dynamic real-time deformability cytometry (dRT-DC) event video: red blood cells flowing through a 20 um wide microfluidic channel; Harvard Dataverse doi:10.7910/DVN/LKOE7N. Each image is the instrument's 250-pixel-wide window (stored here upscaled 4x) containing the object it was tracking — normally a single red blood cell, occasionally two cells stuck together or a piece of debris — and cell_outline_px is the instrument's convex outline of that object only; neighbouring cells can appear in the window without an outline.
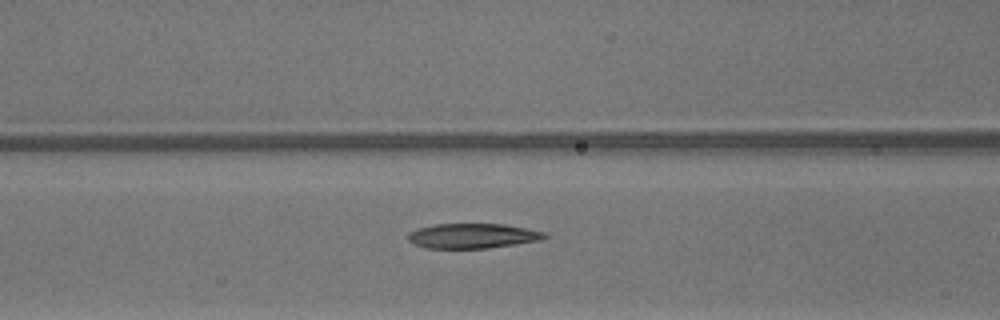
{"species": "common noctule bat (a hibernating species)", "species_latin": "Nyctalus noctula", "temperature_condition": "warm", "stored_images_in_passage": 8, "camera_frame_rate_fps": 3000, "um_per_image_px": 0.085, "animal": {"sex": "male", "body_mass_g": 13.3}, "frame": {"image": 1, "passage_image": 6, "time_ms": 1.667, "image_size_px": [1000, 320], "cell_outline_px": [[548, 236], [544, 240], [488, 248], [428, 248], [416, 244], [408, 240], [404, 236], [408, 232], [416, 228], [436, 224], [504, 224], [548, 232]], "centroid_in_image_um": [40.19, 20.04], "position_along_channel_um": 126.4, "area_um2": 20.06}}